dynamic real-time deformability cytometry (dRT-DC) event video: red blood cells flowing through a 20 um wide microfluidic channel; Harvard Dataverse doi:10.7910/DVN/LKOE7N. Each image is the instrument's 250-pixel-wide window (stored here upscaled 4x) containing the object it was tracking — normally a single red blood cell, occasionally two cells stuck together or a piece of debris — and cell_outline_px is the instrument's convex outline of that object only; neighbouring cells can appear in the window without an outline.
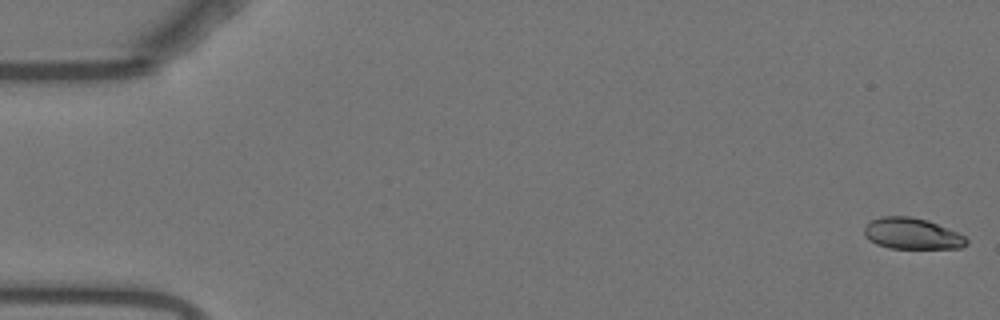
{"species": "Egyptian fruit bat (a non-hibernating species)", "species_latin": "Rousettus aegyptiacus", "temperature_condition": "warm", "stored_images_in_passage": 16, "camera_frame_rate_fps": 3000, "um_per_image_px": 0.085, "animal": {"sex": "female"}, "frame": {"image": 1, "passage_image": 1, "time_ms": 0.0, "image_size_px": [1000, 320], "cell_outline_px": [[968, 244], [960, 248], [888, 248], [876, 244], [868, 240], [864, 236], [864, 228], [872, 220], [880, 216], [912, 216], [928, 220], [956, 232], [964, 236], [968, 240]], "centroid_in_image_um": [77.5, 19.86], "position_along_channel_um": 7.5, "area_um2": 18.61}}
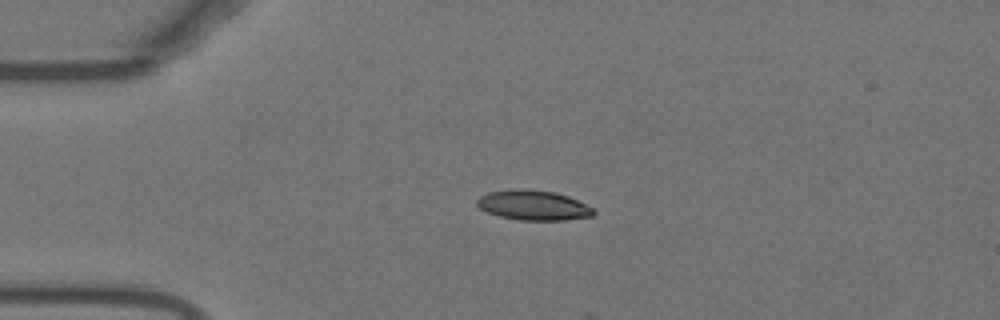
{"frame": {"image": 2, "passage_image": 13, "time_ms": 4.0, "image_size_px": [1000, 320], "cell_outline_px": [[596, 212], [592, 216], [564, 220], [520, 220], [500, 216], [488, 212], [480, 208], [476, 204], [476, 200], [480, 196], [488, 192], [552, 192], [568, 196], [592, 208]], "centroid_in_image_um": [45.36, 17.51], "position_along_channel_um": 39.6, "area_um2": 19.13}}